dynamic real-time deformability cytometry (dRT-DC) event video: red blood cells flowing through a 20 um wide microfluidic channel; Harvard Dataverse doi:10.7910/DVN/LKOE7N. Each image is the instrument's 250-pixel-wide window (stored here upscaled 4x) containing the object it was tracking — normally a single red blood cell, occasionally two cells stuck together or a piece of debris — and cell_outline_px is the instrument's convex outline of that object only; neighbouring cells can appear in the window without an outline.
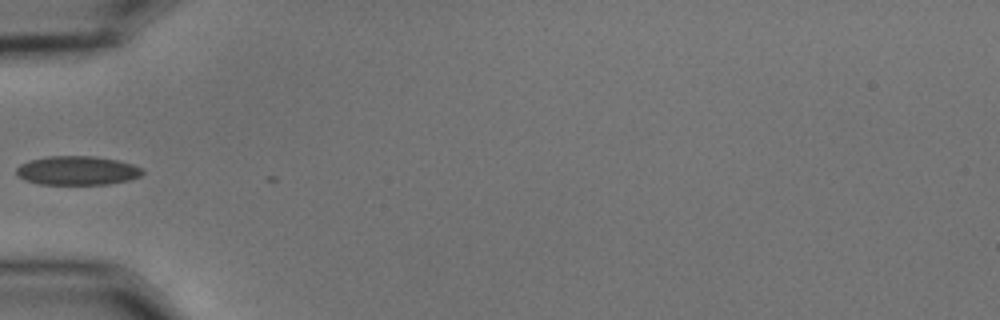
{"species": "common noctule bat (a hibernating species)", "species_latin": "Nyctalus noctula", "temperature_condition": "cold", "stored_images_in_passage": 3, "camera_frame_rate_fps": 3000, "um_per_image_px": 0.085, "animal": {"sex": "male", "body_mass_g": 15.6}, "frame": {"image": 1, "passage_image": 1, "time_ms": 0.0, "image_size_px": [1000, 320], "cell_outline_px": [[144, 172], [140, 176], [128, 180], [108, 184], [40, 184], [24, 180], [16, 172], [16, 168], [20, 164], [28, 160], [48, 156], [96, 156], [116, 160], [132, 164], [144, 168]], "centroid_in_image_um": [6.57, 14.49], "position_along_channel_um": 78.4, "area_um2": 21.33}}